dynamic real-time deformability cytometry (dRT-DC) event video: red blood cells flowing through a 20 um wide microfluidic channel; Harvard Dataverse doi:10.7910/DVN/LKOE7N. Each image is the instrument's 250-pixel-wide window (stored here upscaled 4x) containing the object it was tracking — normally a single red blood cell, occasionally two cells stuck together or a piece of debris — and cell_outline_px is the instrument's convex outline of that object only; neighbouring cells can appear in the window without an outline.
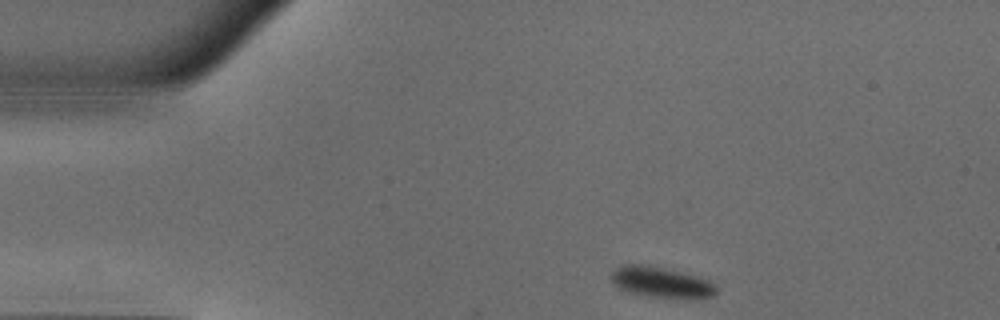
{"species": "common noctule bat (a hibernating species)", "species_latin": "Nyctalus noctula", "temperature_condition": "warm", "stored_images_in_passage": 43, "camera_frame_rate_fps": 3000, "um_per_image_px": 0.085, "animal": {"sex": "male", "body_mass_g": 18.8}, "frame": {"image": 1, "passage_image": 1, "time_ms": 0.0, "image_size_px": [1000, 320], "cell_outline_px": [[716, 292], [712, 296], [696, 300], [680, 300], [652, 296], [628, 292], [620, 288], [612, 280], [612, 272], [616, 268], [628, 264], [640, 264], [664, 268], [696, 276], [708, 280], [716, 284]], "centroid_in_image_um": [56.28, 24.03], "position_along_channel_um": 28.7, "area_um2": 18.9}}
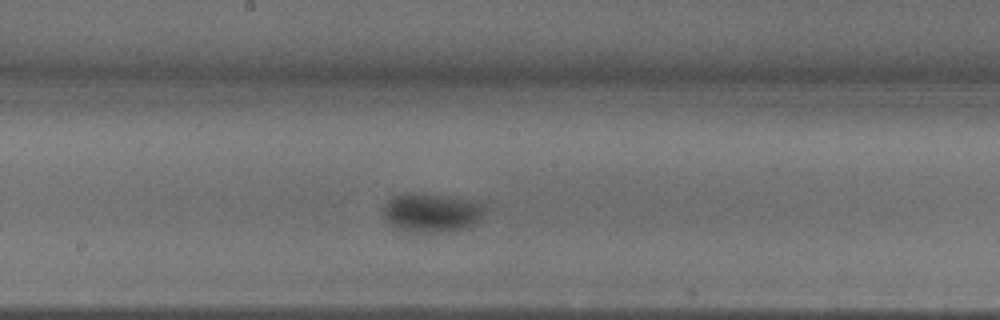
{"frame": {"image": 2, "passage_image": 19, "time_ms": 6.0, "image_size_px": [1000, 320], "cell_outline_px": [[484, 212], [476, 224], [460, 228], [440, 232], [416, 232], [396, 228], [384, 216], [384, 204], [388, 200], [404, 192], [420, 192], [464, 200], [484, 204]], "centroid_in_image_um": [36.65, 18.06], "position_along_channel_um": 211.6, "area_um2": 22.48}}
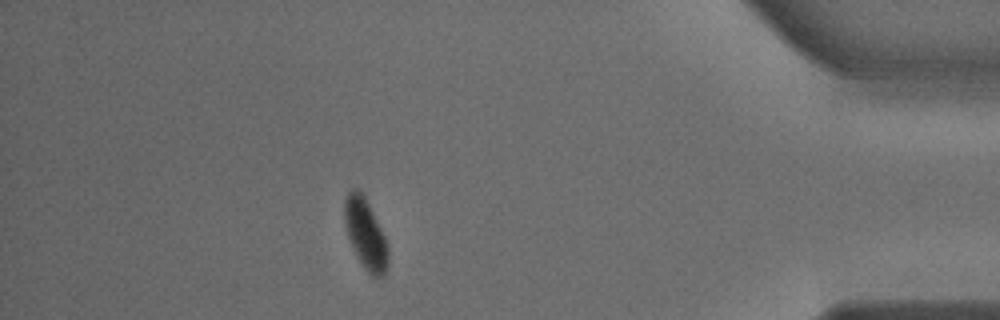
{"frame": {"image": 3, "passage_image": 37, "time_ms": 12.0, "image_size_px": [1000, 320], "cell_outline_px": [[388, 264], [384, 276], [376, 280], [364, 268], [356, 256], [348, 240], [344, 224], [344, 200], [348, 192], [352, 188], [356, 188], [364, 196], [384, 236], [388, 248]], "centroid_in_image_um": [31.04, 19.94], "position_along_channel_um": 404.2, "area_um2": 17.92}, "authors_computed_cell_mechanics": {"area_um2": 21.2704, "velocity_mm_per_s": 3.962, "shape_relaxation_time_tau1_ms": 7.971, "shape_relaxation_time_tau2_ms": null, "deformation_change_tau1": 0.2046, "deformation_change_tau2": null}}